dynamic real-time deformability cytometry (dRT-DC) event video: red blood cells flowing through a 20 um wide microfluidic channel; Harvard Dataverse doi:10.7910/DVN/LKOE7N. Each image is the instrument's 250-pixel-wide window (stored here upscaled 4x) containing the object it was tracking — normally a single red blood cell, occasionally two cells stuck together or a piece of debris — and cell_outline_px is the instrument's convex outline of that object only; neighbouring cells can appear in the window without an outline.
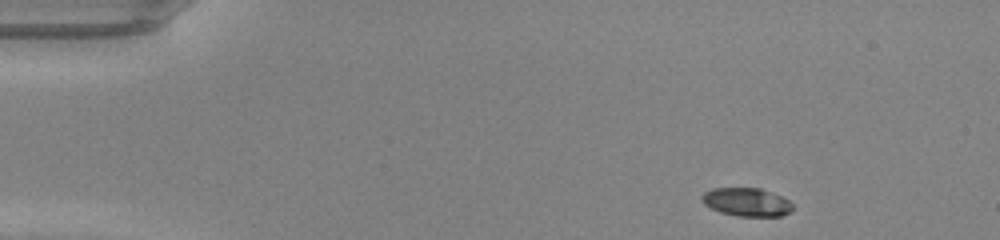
{"species": "common noctule bat (a hibernating species)", "species_latin": "Nyctalus noctula", "temperature_condition": "warm", "stored_images_in_passage": 43, "camera_frame_rate_fps": 3000, "um_per_image_px": 0.085, "animal": {"sex": "male", "body_mass_g": 20.0, "forearm_length_mm": 53.3}, "frame": {"image": 1, "passage_image": 1, "time_ms": 0.0, "image_size_px": [1000, 240], "cell_outline_px": [[792, 208], [788, 212], [780, 216], [736, 216], [720, 212], [704, 204], [700, 200], [700, 196], [704, 192], [712, 188], [760, 188], [780, 196], [788, 200], [792, 204]], "centroid_in_image_um": [63.41, 17.17], "position_along_channel_um": 21.6, "area_um2": 14.91}}
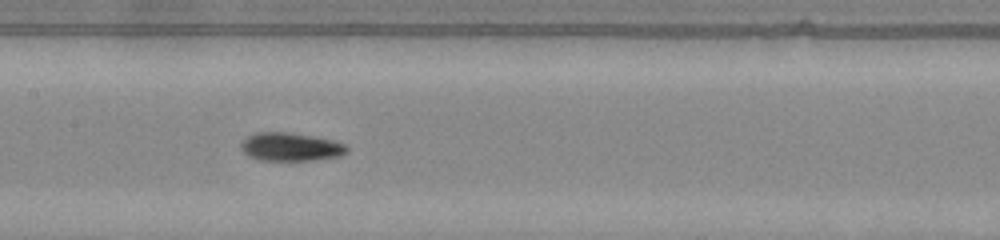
{"frame": {"image": 2, "passage_image": 19, "time_ms": 6.0, "image_size_px": [1000, 240], "cell_outline_px": [[348, 152], [340, 156], [312, 160], [260, 160], [248, 156], [244, 152], [240, 144], [248, 136], [256, 132], [288, 132], [312, 136], [332, 140], [344, 144], [348, 148]], "centroid_in_image_um": [24.7, 12.48], "position_along_channel_um": 182.7, "area_um2": 17.34}}
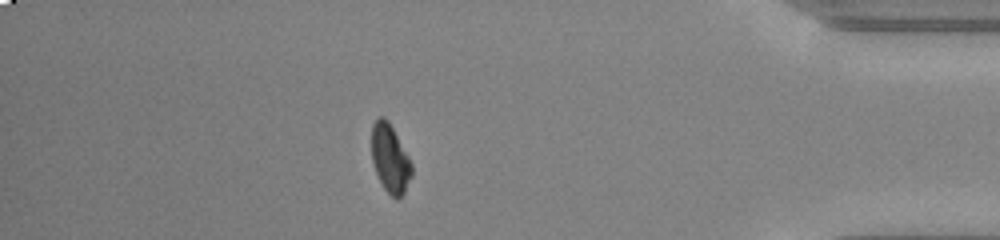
{"frame": {"image": 3, "passage_image": 37, "time_ms": 12.0, "image_size_px": [1000, 240], "cell_outline_px": [[412, 176], [400, 200], [396, 200], [384, 188], [376, 172], [372, 160], [372, 124], [380, 116], [384, 116], [388, 120], [408, 156], [412, 164]], "centroid_in_image_um": [33.17, 13.49], "position_along_channel_um": 402.0, "area_um2": 15.84}, "authors_computed_cell_mechanics": {"area_um2": 16.473, "velocity_mm_per_s": 4.2876, "shape_relaxation_time_tau1_ms": 2.4248, "shape_relaxation_time_tau2_ms": 1.9956, "deformation_change_tau1": 0.1928, "deformation_change_tau2": 0.056}}